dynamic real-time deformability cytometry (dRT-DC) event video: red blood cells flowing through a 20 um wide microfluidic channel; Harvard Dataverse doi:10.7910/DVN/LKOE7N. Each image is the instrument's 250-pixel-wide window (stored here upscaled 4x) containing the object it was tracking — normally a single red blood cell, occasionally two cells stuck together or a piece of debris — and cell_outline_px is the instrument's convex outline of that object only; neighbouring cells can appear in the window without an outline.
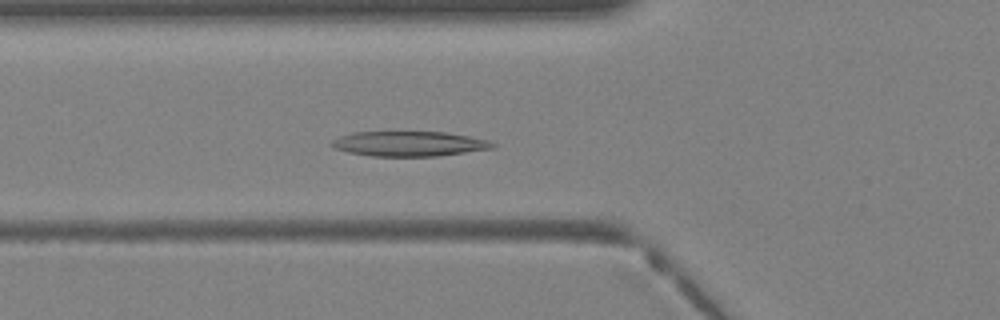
{"species": "Egyptian fruit bat (a non-hibernating species)", "species_latin": "Rousettus aegyptiacus", "temperature_condition": "warm", "stored_images_in_passage": 39, "camera_frame_rate_fps": 3000, "um_per_image_px": 0.085, "animal": {"sex": "female"}, "frame": {"image": 1, "passage_image": 14, "time_ms": 4.333, "image_size_px": [1000, 320], "cell_outline_px": [[496, 148], [440, 156], [372, 156], [348, 152], [336, 148], [328, 144], [332, 140], [340, 136], [352, 132], [444, 132], [468, 136], [488, 140], [496, 144]], "centroid_in_image_um": [34.79, 12.22], "position_along_channel_um": 91.0, "area_um2": 23.47}}
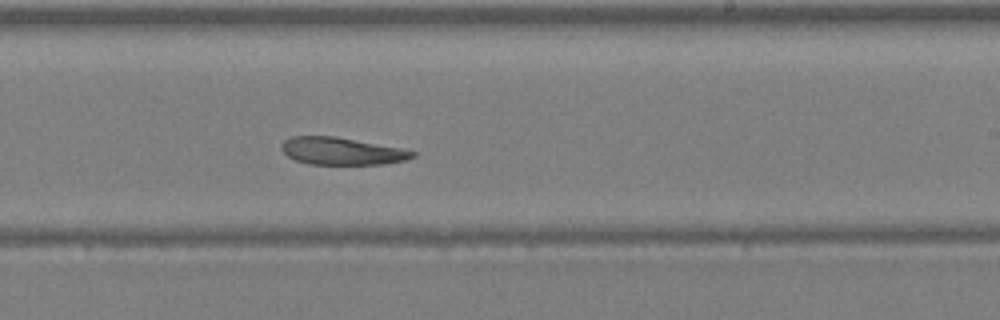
{"frame": {"image": 2, "passage_image": 24, "time_ms": 7.667, "image_size_px": [1000, 320], "cell_outline_px": [[416, 156], [404, 160], [384, 164], [308, 164], [296, 160], [288, 156], [280, 148], [280, 144], [284, 140], [292, 136], [336, 136], [404, 148], [416, 152]], "centroid_in_image_um": [29.06, 12.83], "position_along_channel_um": 259.9, "area_um2": 21.04}}
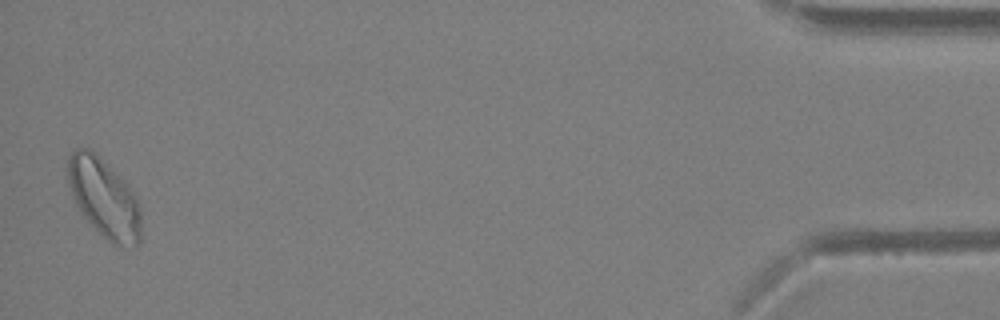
{"frame": {"image": 3, "passage_image": 39, "time_ms": 12.667, "image_size_px": [1000, 320], "cell_outline_px": [[140, 244], [136, 248], [112, 244], [80, 212], [72, 196], [68, 184], [64, 168], [68, 156], [76, 148], [88, 148], [96, 152], [128, 184], [140, 204]], "centroid_in_image_um": [8.82, 16.79], "position_along_channel_um": 426.4, "area_um2": 34.22}}